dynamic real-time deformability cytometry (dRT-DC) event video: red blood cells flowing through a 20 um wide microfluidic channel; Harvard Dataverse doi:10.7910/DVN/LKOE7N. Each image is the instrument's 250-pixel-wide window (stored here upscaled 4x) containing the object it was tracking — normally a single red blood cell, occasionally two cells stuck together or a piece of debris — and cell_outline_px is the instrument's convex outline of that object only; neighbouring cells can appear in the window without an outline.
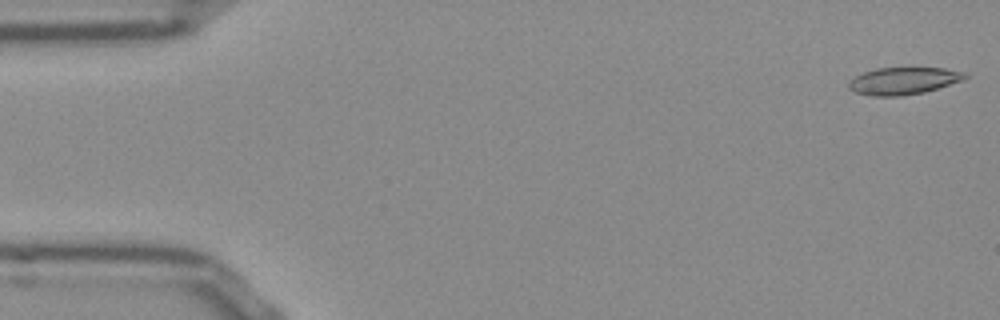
{"species": "Egyptian fruit bat (a non-hibernating species)", "species_latin": "Rousettus aegyptiacus", "temperature_condition": "room temperature", "stored_images_in_passage": 7, "camera_frame_rate_fps": 3000, "um_per_image_px": 0.085, "frame": {"image": 1, "passage_image": 1, "time_ms": 0.0, "image_size_px": [1000, 320], "cell_outline_px": [[968, 76], [964, 80], [924, 92], [900, 96], [872, 96], [856, 92], [848, 88], [848, 80], [864, 72], [876, 68], [912, 64], [944, 68], [964, 72]], "centroid_in_image_um": [76.81, 6.81], "position_along_channel_um": 8.2, "area_um2": 19.36}}